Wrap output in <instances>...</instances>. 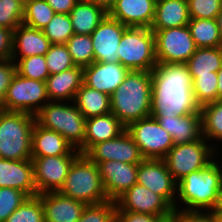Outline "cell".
<instances>
[{"label": "cell", "mask_w": 222, "mask_h": 222, "mask_svg": "<svg viewBox=\"0 0 222 222\" xmlns=\"http://www.w3.org/2000/svg\"><path fill=\"white\" fill-rule=\"evenodd\" d=\"M74 103L86 119L111 112L110 96L82 83Z\"/></svg>", "instance_id": "obj_29"}, {"label": "cell", "mask_w": 222, "mask_h": 222, "mask_svg": "<svg viewBox=\"0 0 222 222\" xmlns=\"http://www.w3.org/2000/svg\"><path fill=\"white\" fill-rule=\"evenodd\" d=\"M202 136L222 141V99L201 107Z\"/></svg>", "instance_id": "obj_32"}, {"label": "cell", "mask_w": 222, "mask_h": 222, "mask_svg": "<svg viewBox=\"0 0 222 222\" xmlns=\"http://www.w3.org/2000/svg\"><path fill=\"white\" fill-rule=\"evenodd\" d=\"M116 211L173 216L174 208L160 195L145 186L134 184L116 200Z\"/></svg>", "instance_id": "obj_14"}, {"label": "cell", "mask_w": 222, "mask_h": 222, "mask_svg": "<svg viewBox=\"0 0 222 222\" xmlns=\"http://www.w3.org/2000/svg\"><path fill=\"white\" fill-rule=\"evenodd\" d=\"M34 116L38 125L58 132L84 154L86 118L74 101H49Z\"/></svg>", "instance_id": "obj_4"}, {"label": "cell", "mask_w": 222, "mask_h": 222, "mask_svg": "<svg viewBox=\"0 0 222 222\" xmlns=\"http://www.w3.org/2000/svg\"><path fill=\"white\" fill-rule=\"evenodd\" d=\"M172 216H158L130 211H116V222H169Z\"/></svg>", "instance_id": "obj_45"}, {"label": "cell", "mask_w": 222, "mask_h": 222, "mask_svg": "<svg viewBox=\"0 0 222 222\" xmlns=\"http://www.w3.org/2000/svg\"><path fill=\"white\" fill-rule=\"evenodd\" d=\"M82 83L83 68L80 66L49 75L45 81L49 101H74Z\"/></svg>", "instance_id": "obj_25"}, {"label": "cell", "mask_w": 222, "mask_h": 222, "mask_svg": "<svg viewBox=\"0 0 222 222\" xmlns=\"http://www.w3.org/2000/svg\"><path fill=\"white\" fill-rule=\"evenodd\" d=\"M44 56L50 75L75 67L65 44H51L49 50Z\"/></svg>", "instance_id": "obj_39"}, {"label": "cell", "mask_w": 222, "mask_h": 222, "mask_svg": "<svg viewBox=\"0 0 222 222\" xmlns=\"http://www.w3.org/2000/svg\"><path fill=\"white\" fill-rule=\"evenodd\" d=\"M173 222H221L211 211L174 210Z\"/></svg>", "instance_id": "obj_44"}, {"label": "cell", "mask_w": 222, "mask_h": 222, "mask_svg": "<svg viewBox=\"0 0 222 222\" xmlns=\"http://www.w3.org/2000/svg\"><path fill=\"white\" fill-rule=\"evenodd\" d=\"M43 32L51 44H65L74 34L69 14L55 13Z\"/></svg>", "instance_id": "obj_36"}, {"label": "cell", "mask_w": 222, "mask_h": 222, "mask_svg": "<svg viewBox=\"0 0 222 222\" xmlns=\"http://www.w3.org/2000/svg\"><path fill=\"white\" fill-rule=\"evenodd\" d=\"M32 157L80 155L61 134L41 127L36 122L32 131Z\"/></svg>", "instance_id": "obj_23"}, {"label": "cell", "mask_w": 222, "mask_h": 222, "mask_svg": "<svg viewBox=\"0 0 222 222\" xmlns=\"http://www.w3.org/2000/svg\"><path fill=\"white\" fill-rule=\"evenodd\" d=\"M84 1L98 5L102 7L106 12H109V10L112 8L116 0H84Z\"/></svg>", "instance_id": "obj_50"}, {"label": "cell", "mask_w": 222, "mask_h": 222, "mask_svg": "<svg viewBox=\"0 0 222 222\" xmlns=\"http://www.w3.org/2000/svg\"><path fill=\"white\" fill-rule=\"evenodd\" d=\"M100 177L108 200L115 201L137 183L138 164L105 161L98 164Z\"/></svg>", "instance_id": "obj_17"}, {"label": "cell", "mask_w": 222, "mask_h": 222, "mask_svg": "<svg viewBox=\"0 0 222 222\" xmlns=\"http://www.w3.org/2000/svg\"><path fill=\"white\" fill-rule=\"evenodd\" d=\"M152 31L157 63H186L197 49L187 25Z\"/></svg>", "instance_id": "obj_11"}, {"label": "cell", "mask_w": 222, "mask_h": 222, "mask_svg": "<svg viewBox=\"0 0 222 222\" xmlns=\"http://www.w3.org/2000/svg\"><path fill=\"white\" fill-rule=\"evenodd\" d=\"M190 21L187 0H159L155 3V17L151 30L186 26Z\"/></svg>", "instance_id": "obj_27"}, {"label": "cell", "mask_w": 222, "mask_h": 222, "mask_svg": "<svg viewBox=\"0 0 222 222\" xmlns=\"http://www.w3.org/2000/svg\"><path fill=\"white\" fill-rule=\"evenodd\" d=\"M203 136L194 142L174 145L163 158L167 169L178 183L191 172L203 169L217 158L218 146L209 145ZM216 158H213V156Z\"/></svg>", "instance_id": "obj_8"}, {"label": "cell", "mask_w": 222, "mask_h": 222, "mask_svg": "<svg viewBox=\"0 0 222 222\" xmlns=\"http://www.w3.org/2000/svg\"><path fill=\"white\" fill-rule=\"evenodd\" d=\"M126 127L110 112L86 119L84 154L96 143L118 137Z\"/></svg>", "instance_id": "obj_26"}, {"label": "cell", "mask_w": 222, "mask_h": 222, "mask_svg": "<svg viewBox=\"0 0 222 222\" xmlns=\"http://www.w3.org/2000/svg\"><path fill=\"white\" fill-rule=\"evenodd\" d=\"M24 5L18 0H0V27L15 30L22 24Z\"/></svg>", "instance_id": "obj_41"}, {"label": "cell", "mask_w": 222, "mask_h": 222, "mask_svg": "<svg viewBox=\"0 0 222 222\" xmlns=\"http://www.w3.org/2000/svg\"><path fill=\"white\" fill-rule=\"evenodd\" d=\"M217 26L221 35L220 47L222 48V10L216 16Z\"/></svg>", "instance_id": "obj_52"}, {"label": "cell", "mask_w": 222, "mask_h": 222, "mask_svg": "<svg viewBox=\"0 0 222 222\" xmlns=\"http://www.w3.org/2000/svg\"><path fill=\"white\" fill-rule=\"evenodd\" d=\"M187 26L197 48L220 47L221 35L216 19H190Z\"/></svg>", "instance_id": "obj_31"}, {"label": "cell", "mask_w": 222, "mask_h": 222, "mask_svg": "<svg viewBox=\"0 0 222 222\" xmlns=\"http://www.w3.org/2000/svg\"><path fill=\"white\" fill-rule=\"evenodd\" d=\"M44 222H77L86 204L60 192L41 194Z\"/></svg>", "instance_id": "obj_21"}, {"label": "cell", "mask_w": 222, "mask_h": 222, "mask_svg": "<svg viewBox=\"0 0 222 222\" xmlns=\"http://www.w3.org/2000/svg\"><path fill=\"white\" fill-rule=\"evenodd\" d=\"M217 162L218 158L203 169L186 175L177 183L178 200L175 210L211 211L222 185V166ZM177 201L178 205H183L182 208L177 205Z\"/></svg>", "instance_id": "obj_3"}, {"label": "cell", "mask_w": 222, "mask_h": 222, "mask_svg": "<svg viewBox=\"0 0 222 222\" xmlns=\"http://www.w3.org/2000/svg\"><path fill=\"white\" fill-rule=\"evenodd\" d=\"M18 1L25 6L30 0H18Z\"/></svg>", "instance_id": "obj_53"}, {"label": "cell", "mask_w": 222, "mask_h": 222, "mask_svg": "<svg viewBox=\"0 0 222 222\" xmlns=\"http://www.w3.org/2000/svg\"><path fill=\"white\" fill-rule=\"evenodd\" d=\"M107 14L102 7L79 0L69 14L74 34L91 35Z\"/></svg>", "instance_id": "obj_28"}, {"label": "cell", "mask_w": 222, "mask_h": 222, "mask_svg": "<svg viewBox=\"0 0 222 222\" xmlns=\"http://www.w3.org/2000/svg\"><path fill=\"white\" fill-rule=\"evenodd\" d=\"M35 116L26 112L0 109V158L27 160L32 158V131Z\"/></svg>", "instance_id": "obj_5"}, {"label": "cell", "mask_w": 222, "mask_h": 222, "mask_svg": "<svg viewBox=\"0 0 222 222\" xmlns=\"http://www.w3.org/2000/svg\"><path fill=\"white\" fill-rule=\"evenodd\" d=\"M137 183L162 196L175 210L177 182L163 159H143L138 164Z\"/></svg>", "instance_id": "obj_13"}, {"label": "cell", "mask_w": 222, "mask_h": 222, "mask_svg": "<svg viewBox=\"0 0 222 222\" xmlns=\"http://www.w3.org/2000/svg\"><path fill=\"white\" fill-rule=\"evenodd\" d=\"M13 30L0 27V59H12Z\"/></svg>", "instance_id": "obj_47"}, {"label": "cell", "mask_w": 222, "mask_h": 222, "mask_svg": "<svg viewBox=\"0 0 222 222\" xmlns=\"http://www.w3.org/2000/svg\"><path fill=\"white\" fill-rule=\"evenodd\" d=\"M0 187L17 189L29 197L37 196L32 160L0 158Z\"/></svg>", "instance_id": "obj_20"}, {"label": "cell", "mask_w": 222, "mask_h": 222, "mask_svg": "<svg viewBox=\"0 0 222 222\" xmlns=\"http://www.w3.org/2000/svg\"><path fill=\"white\" fill-rule=\"evenodd\" d=\"M85 155L97 165L112 160L139 164L144 159L137 144L126 130L116 138L96 143Z\"/></svg>", "instance_id": "obj_15"}, {"label": "cell", "mask_w": 222, "mask_h": 222, "mask_svg": "<svg viewBox=\"0 0 222 222\" xmlns=\"http://www.w3.org/2000/svg\"><path fill=\"white\" fill-rule=\"evenodd\" d=\"M5 222H44L41 194L28 197Z\"/></svg>", "instance_id": "obj_37"}, {"label": "cell", "mask_w": 222, "mask_h": 222, "mask_svg": "<svg viewBox=\"0 0 222 222\" xmlns=\"http://www.w3.org/2000/svg\"><path fill=\"white\" fill-rule=\"evenodd\" d=\"M222 64V48H197L186 62L190 75H205L217 72Z\"/></svg>", "instance_id": "obj_30"}, {"label": "cell", "mask_w": 222, "mask_h": 222, "mask_svg": "<svg viewBox=\"0 0 222 222\" xmlns=\"http://www.w3.org/2000/svg\"><path fill=\"white\" fill-rule=\"evenodd\" d=\"M126 131L144 159H163L174 146L171 135L151 116L129 123Z\"/></svg>", "instance_id": "obj_10"}, {"label": "cell", "mask_w": 222, "mask_h": 222, "mask_svg": "<svg viewBox=\"0 0 222 222\" xmlns=\"http://www.w3.org/2000/svg\"><path fill=\"white\" fill-rule=\"evenodd\" d=\"M50 45L51 43L45 36L43 30L21 24L13 31V52L11 60L17 62L22 58L34 55H45Z\"/></svg>", "instance_id": "obj_24"}, {"label": "cell", "mask_w": 222, "mask_h": 222, "mask_svg": "<svg viewBox=\"0 0 222 222\" xmlns=\"http://www.w3.org/2000/svg\"><path fill=\"white\" fill-rule=\"evenodd\" d=\"M117 51L119 63L129 70L152 71L157 65L155 35L150 28L127 27Z\"/></svg>", "instance_id": "obj_7"}, {"label": "cell", "mask_w": 222, "mask_h": 222, "mask_svg": "<svg viewBox=\"0 0 222 222\" xmlns=\"http://www.w3.org/2000/svg\"><path fill=\"white\" fill-rule=\"evenodd\" d=\"M127 26L108 14L91 33L94 62H119L118 49Z\"/></svg>", "instance_id": "obj_16"}, {"label": "cell", "mask_w": 222, "mask_h": 222, "mask_svg": "<svg viewBox=\"0 0 222 222\" xmlns=\"http://www.w3.org/2000/svg\"><path fill=\"white\" fill-rule=\"evenodd\" d=\"M77 222H116L115 201L86 205Z\"/></svg>", "instance_id": "obj_40"}, {"label": "cell", "mask_w": 222, "mask_h": 222, "mask_svg": "<svg viewBox=\"0 0 222 222\" xmlns=\"http://www.w3.org/2000/svg\"><path fill=\"white\" fill-rule=\"evenodd\" d=\"M28 197L17 189L0 187V222H5Z\"/></svg>", "instance_id": "obj_42"}, {"label": "cell", "mask_w": 222, "mask_h": 222, "mask_svg": "<svg viewBox=\"0 0 222 222\" xmlns=\"http://www.w3.org/2000/svg\"><path fill=\"white\" fill-rule=\"evenodd\" d=\"M15 73L16 63L13 60L0 59V106Z\"/></svg>", "instance_id": "obj_46"}, {"label": "cell", "mask_w": 222, "mask_h": 222, "mask_svg": "<svg viewBox=\"0 0 222 222\" xmlns=\"http://www.w3.org/2000/svg\"><path fill=\"white\" fill-rule=\"evenodd\" d=\"M154 117L162 128L172 137L174 145L191 143L202 137V115L190 113L183 116H151Z\"/></svg>", "instance_id": "obj_22"}, {"label": "cell", "mask_w": 222, "mask_h": 222, "mask_svg": "<svg viewBox=\"0 0 222 222\" xmlns=\"http://www.w3.org/2000/svg\"><path fill=\"white\" fill-rule=\"evenodd\" d=\"M217 78H218V100L222 99V64L219 70L217 71Z\"/></svg>", "instance_id": "obj_51"}, {"label": "cell", "mask_w": 222, "mask_h": 222, "mask_svg": "<svg viewBox=\"0 0 222 222\" xmlns=\"http://www.w3.org/2000/svg\"><path fill=\"white\" fill-rule=\"evenodd\" d=\"M211 212L219 219L222 218V185L217 194V200L215 202L214 207L211 209Z\"/></svg>", "instance_id": "obj_49"}, {"label": "cell", "mask_w": 222, "mask_h": 222, "mask_svg": "<svg viewBox=\"0 0 222 222\" xmlns=\"http://www.w3.org/2000/svg\"><path fill=\"white\" fill-rule=\"evenodd\" d=\"M79 155L32 157L37 193L59 192L73 161Z\"/></svg>", "instance_id": "obj_12"}, {"label": "cell", "mask_w": 222, "mask_h": 222, "mask_svg": "<svg viewBox=\"0 0 222 222\" xmlns=\"http://www.w3.org/2000/svg\"><path fill=\"white\" fill-rule=\"evenodd\" d=\"M129 71L119 62H94L83 68V83L110 96L124 81Z\"/></svg>", "instance_id": "obj_18"}, {"label": "cell", "mask_w": 222, "mask_h": 222, "mask_svg": "<svg viewBox=\"0 0 222 222\" xmlns=\"http://www.w3.org/2000/svg\"><path fill=\"white\" fill-rule=\"evenodd\" d=\"M65 45L75 66L84 68L94 63L91 35L73 34Z\"/></svg>", "instance_id": "obj_33"}, {"label": "cell", "mask_w": 222, "mask_h": 222, "mask_svg": "<svg viewBox=\"0 0 222 222\" xmlns=\"http://www.w3.org/2000/svg\"><path fill=\"white\" fill-rule=\"evenodd\" d=\"M59 14H70L79 0H45Z\"/></svg>", "instance_id": "obj_48"}, {"label": "cell", "mask_w": 222, "mask_h": 222, "mask_svg": "<svg viewBox=\"0 0 222 222\" xmlns=\"http://www.w3.org/2000/svg\"><path fill=\"white\" fill-rule=\"evenodd\" d=\"M16 63V72L21 76L45 82L50 75L44 55H34L19 59Z\"/></svg>", "instance_id": "obj_38"}, {"label": "cell", "mask_w": 222, "mask_h": 222, "mask_svg": "<svg viewBox=\"0 0 222 222\" xmlns=\"http://www.w3.org/2000/svg\"><path fill=\"white\" fill-rule=\"evenodd\" d=\"M54 14V10L45 0H30L24 6L22 24L34 29L43 30Z\"/></svg>", "instance_id": "obj_34"}, {"label": "cell", "mask_w": 222, "mask_h": 222, "mask_svg": "<svg viewBox=\"0 0 222 222\" xmlns=\"http://www.w3.org/2000/svg\"><path fill=\"white\" fill-rule=\"evenodd\" d=\"M152 99L151 71L130 70L110 95L111 113L126 127L150 116Z\"/></svg>", "instance_id": "obj_2"}, {"label": "cell", "mask_w": 222, "mask_h": 222, "mask_svg": "<svg viewBox=\"0 0 222 222\" xmlns=\"http://www.w3.org/2000/svg\"><path fill=\"white\" fill-rule=\"evenodd\" d=\"M152 99L150 116H183L198 113L193 79L186 63H157L151 71Z\"/></svg>", "instance_id": "obj_1"}, {"label": "cell", "mask_w": 222, "mask_h": 222, "mask_svg": "<svg viewBox=\"0 0 222 222\" xmlns=\"http://www.w3.org/2000/svg\"><path fill=\"white\" fill-rule=\"evenodd\" d=\"M193 79V93L195 101L202 107L218 100L217 72L205 75H191Z\"/></svg>", "instance_id": "obj_35"}, {"label": "cell", "mask_w": 222, "mask_h": 222, "mask_svg": "<svg viewBox=\"0 0 222 222\" xmlns=\"http://www.w3.org/2000/svg\"><path fill=\"white\" fill-rule=\"evenodd\" d=\"M48 102L45 82L25 78L16 72L0 109L35 115Z\"/></svg>", "instance_id": "obj_9"}, {"label": "cell", "mask_w": 222, "mask_h": 222, "mask_svg": "<svg viewBox=\"0 0 222 222\" xmlns=\"http://www.w3.org/2000/svg\"><path fill=\"white\" fill-rule=\"evenodd\" d=\"M190 19H216L222 0H187Z\"/></svg>", "instance_id": "obj_43"}, {"label": "cell", "mask_w": 222, "mask_h": 222, "mask_svg": "<svg viewBox=\"0 0 222 222\" xmlns=\"http://www.w3.org/2000/svg\"><path fill=\"white\" fill-rule=\"evenodd\" d=\"M59 192L86 205L108 201L98 165L85 154L73 161Z\"/></svg>", "instance_id": "obj_6"}, {"label": "cell", "mask_w": 222, "mask_h": 222, "mask_svg": "<svg viewBox=\"0 0 222 222\" xmlns=\"http://www.w3.org/2000/svg\"><path fill=\"white\" fill-rule=\"evenodd\" d=\"M155 0H116L108 15L127 27L150 28L155 17Z\"/></svg>", "instance_id": "obj_19"}]
</instances>
